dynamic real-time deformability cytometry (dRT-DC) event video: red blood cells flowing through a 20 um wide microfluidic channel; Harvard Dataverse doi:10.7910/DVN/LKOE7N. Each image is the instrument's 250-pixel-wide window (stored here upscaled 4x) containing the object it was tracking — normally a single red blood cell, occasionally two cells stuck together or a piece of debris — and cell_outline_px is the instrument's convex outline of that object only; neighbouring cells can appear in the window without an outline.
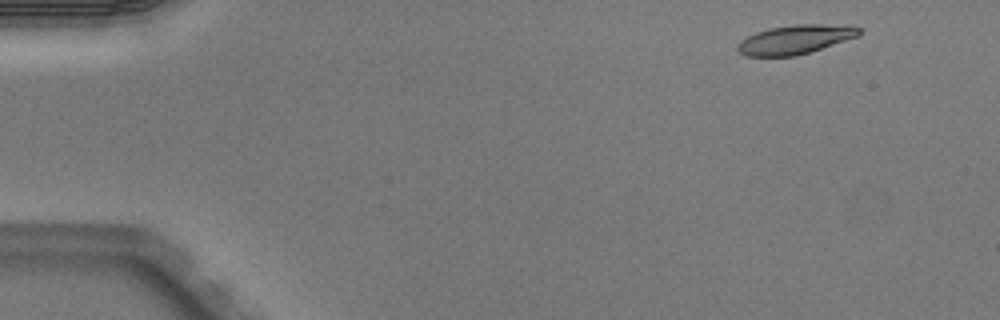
{"species": "Egyptian fruit bat (a non-hibernating species)", "species_latin": "Rousettus aegyptiacus", "temperature_condition": "warm", "stored_images_in_passage": 4, "camera_frame_rate_fps": 3000, "um_per_image_px": 0.085, "animal": {"sex": "male"}, "frame": {"image": 1, "passage_image": 1, "time_ms": 0.0, "image_size_px": [1000, 320], "cell_outline_px": [[864, 32], [860, 36], [796, 56], [744, 56], [736, 48], [736, 44], [740, 40], [756, 32], [768, 28], [796, 24], [852, 24], [860, 28]], "centroid_in_image_um": [67.65, 3.34], "position_along_channel_um": 17.4, "area_um2": 20.98}}
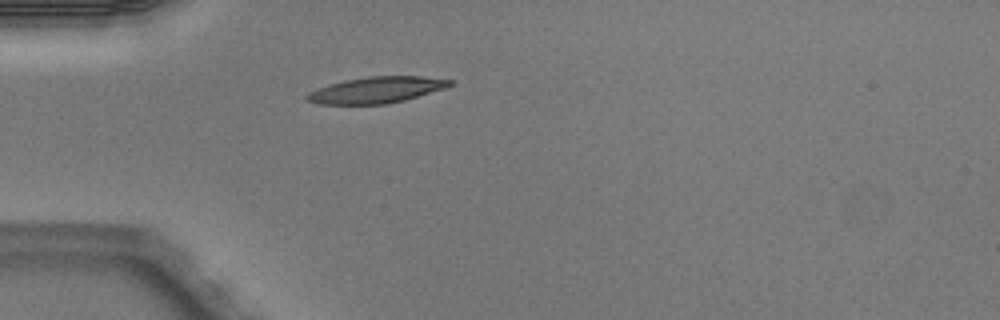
{"frame": {"image": 2, "passage_image": 4, "time_ms": 1.0, "image_size_px": [1000, 320], "cell_outline_px": [[452, 84], [444, 88], [404, 100], [388, 104], [320, 104], [308, 100], [304, 96], [308, 92], [328, 84], [344, 80], [368, 76], [420, 76], [452, 80]], "centroid_in_image_um": [31.95, 7.64], "position_along_channel_um": 53.0, "area_um2": 21.68}}